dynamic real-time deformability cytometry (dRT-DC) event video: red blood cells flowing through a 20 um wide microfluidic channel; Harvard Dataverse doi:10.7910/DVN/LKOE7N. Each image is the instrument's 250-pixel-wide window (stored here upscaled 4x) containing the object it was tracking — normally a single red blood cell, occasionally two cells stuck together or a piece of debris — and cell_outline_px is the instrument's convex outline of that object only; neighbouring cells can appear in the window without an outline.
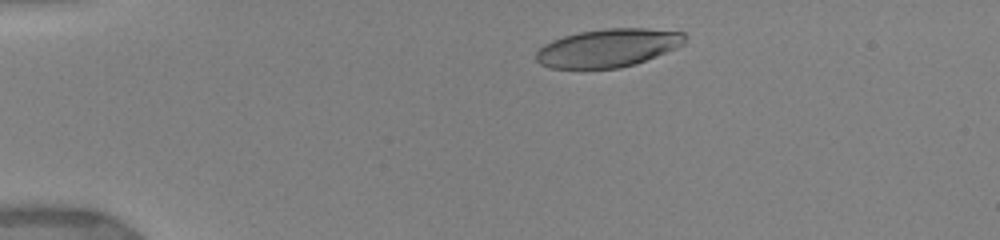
{"species": "human", "species_latin": "Homo sapiens", "temperature_condition": "warm", "stored_images_in_passage": 8, "camera_frame_rate_fps": 3000, "um_per_image_px": 0.085, "donor": {"sex": "female"}, "frame": {"image": 1, "passage_image": 3, "time_ms": 1.667, "image_size_px": [1000, 240], "cell_outline_px": [[688, 36], [684, 44], [676, 48], [636, 64], [620, 68], [552, 68], [540, 64], [536, 60], [536, 52], [544, 44], [552, 40], [564, 36], [580, 32], [604, 28], [644, 28], [684, 32]], "centroid_in_image_um": [51.71, 4.07], "position_along_channel_um": 33.3, "area_um2": 33.18}}
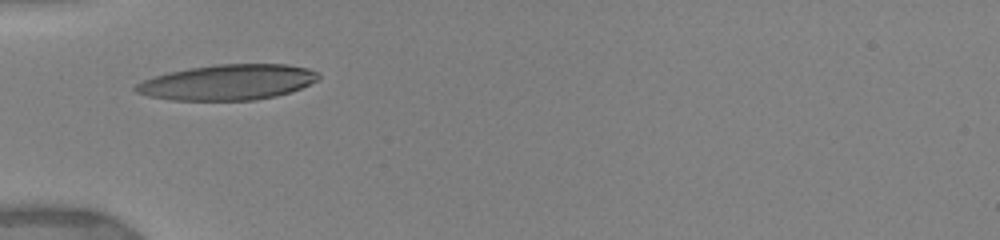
{"frame": {"image": 2, "passage_image": 6, "time_ms": 4.0, "image_size_px": [1000, 240], "cell_outline_px": [[320, 76], [316, 80], [292, 92], [276, 96], [256, 100], [172, 100], [148, 96], [136, 92], [132, 88], [136, 84], [144, 80], [168, 72], [188, 68], [216, 64], [288, 64], [308, 68], [320, 72]], "centroid_in_image_um": [19.37, 6.99], "position_along_channel_um": 65.6, "area_um2": 37.86}}